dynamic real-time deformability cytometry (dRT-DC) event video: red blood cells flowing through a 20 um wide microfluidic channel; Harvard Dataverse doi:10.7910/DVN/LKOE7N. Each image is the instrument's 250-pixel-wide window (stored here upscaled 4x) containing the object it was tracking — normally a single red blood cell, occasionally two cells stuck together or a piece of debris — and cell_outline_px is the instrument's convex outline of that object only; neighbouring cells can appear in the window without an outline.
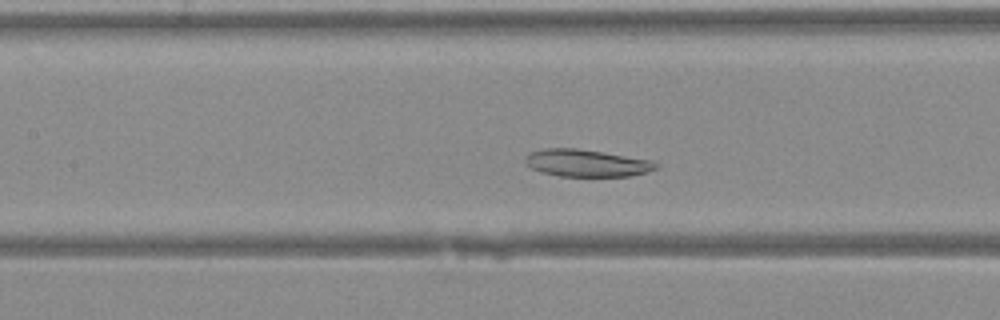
{"species": "Egyptian fruit bat (a non-hibernating species)", "species_latin": "Rousettus aegyptiacus", "temperature_condition": "warm", "stored_images_in_passage": 33, "camera_frame_rate_fps": 3000, "um_per_image_px": 0.085, "animal": {"sex": "female"}, "frame": {"image": 1, "passage_image": 10, "time_ms": 3.0, "image_size_px": [1000, 320], "cell_outline_px": [[660, 168], [648, 172], [632, 176], [560, 176], [540, 172], [528, 168], [524, 164], [524, 160], [532, 152], [544, 148], [576, 148], [652, 160], [660, 164]], "centroid_in_image_um": [49.88, 13.87], "position_along_channel_um": 157.5, "area_um2": 20.92}}
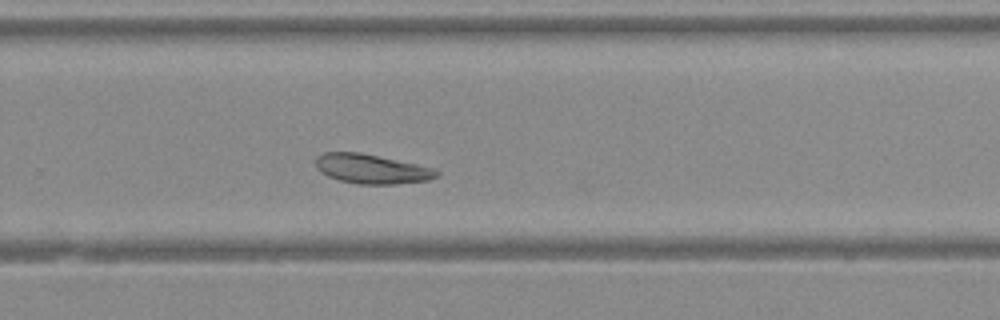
{"frame": {"image": 2, "passage_image": 19, "time_ms": 6.0, "image_size_px": [1000, 320], "cell_outline_px": [[440, 172], [436, 176], [428, 180], [396, 184], [360, 184], [340, 180], [328, 176], [320, 172], [316, 168], [316, 156], [324, 152], [360, 152], [416, 164], [432, 168]], "centroid_in_image_um": [31.54, 14.35], "position_along_channel_um": 298.3, "area_um2": 20.58}}
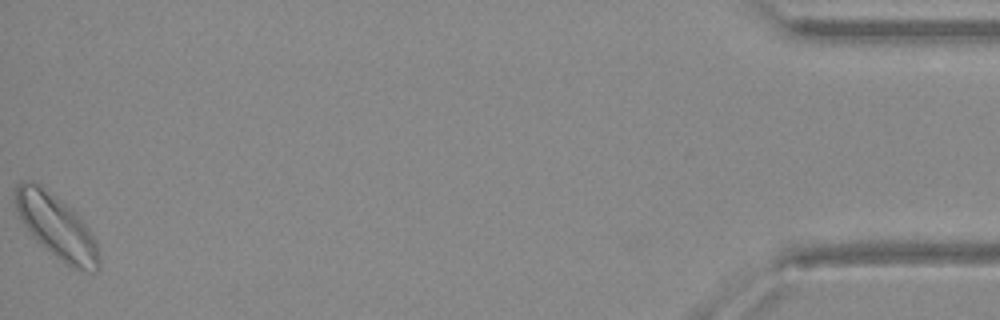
{"frame": {"image": 3, "passage_image": 33, "time_ms": 10.667, "image_size_px": [1000, 320], "cell_outline_px": [[100, 268], [96, 272], [88, 272], [72, 268], [60, 260], [44, 248], [32, 236], [16, 212], [16, 184], [24, 180], [36, 180], [72, 208], [88, 228], [96, 240], [100, 260]], "centroid_in_image_um": [4.82, 19.26], "position_along_channel_um": 430.4, "area_um2": 31.33}}